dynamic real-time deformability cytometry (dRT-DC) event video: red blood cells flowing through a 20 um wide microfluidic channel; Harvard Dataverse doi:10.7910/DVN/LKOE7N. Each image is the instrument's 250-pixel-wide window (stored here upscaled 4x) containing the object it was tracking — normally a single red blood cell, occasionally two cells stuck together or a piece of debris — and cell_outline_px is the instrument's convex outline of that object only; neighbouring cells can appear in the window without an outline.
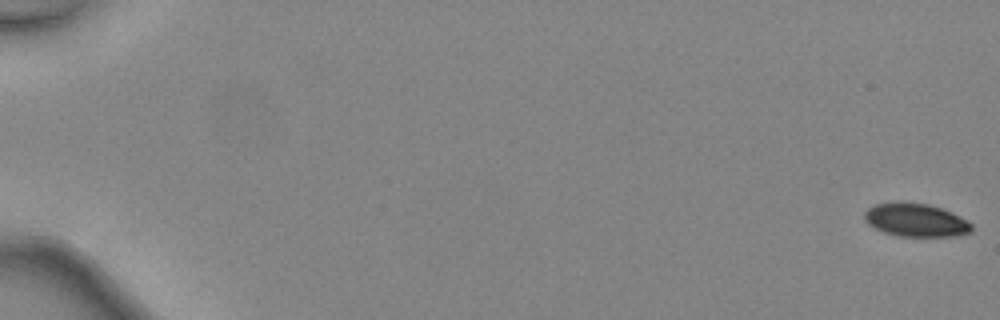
{"species": "common noctule bat (a hibernating species)", "species_latin": "Nyctalus noctula", "temperature_condition": "warm", "stored_images_in_passage": 39, "camera_frame_rate_fps": 3000, "um_per_image_px": 0.085, "animal": {"sex": "female", "body_mass_g": 24.6, "forearm_length_mm": 56.2}, "frame": {"image": 1, "passage_image": 1, "time_ms": 0.0, "image_size_px": [1000, 320], "cell_outline_px": [[972, 232], [952, 236], [900, 236], [884, 232], [868, 224], [864, 220], [864, 212], [868, 208], [876, 204], [896, 200], [900, 200], [928, 204], [952, 212], [968, 220], [972, 224]], "centroid_in_image_um": [77.83, 18.68], "position_along_channel_um": 7.2, "area_um2": 21.04}}
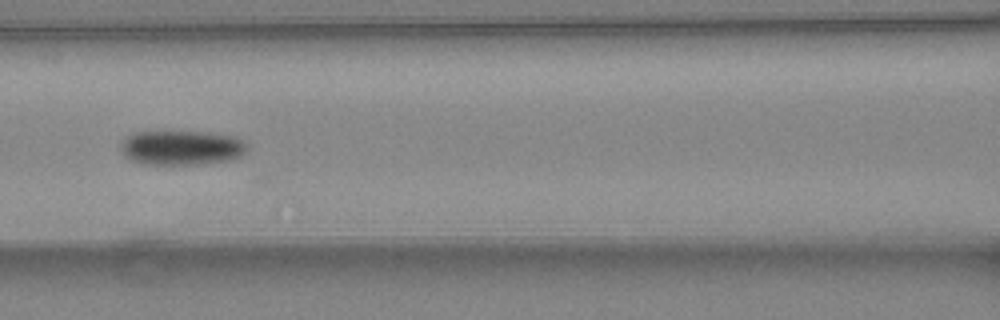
{"frame": {"image": 2, "passage_image": 24, "time_ms": 7.667, "image_size_px": [1000, 320], "cell_outline_px": [[248, 148], [240, 156], [228, 160], [196, 164], [144, 164], [128, 160], [120, 152], [120, 144], [132, 132], [208, 132], [236, 136], [244, 140]], "centroid_in_image_um": [15.4, 12.55], "position_along_channel_um": 151.2, "area_um2": 25.61}}
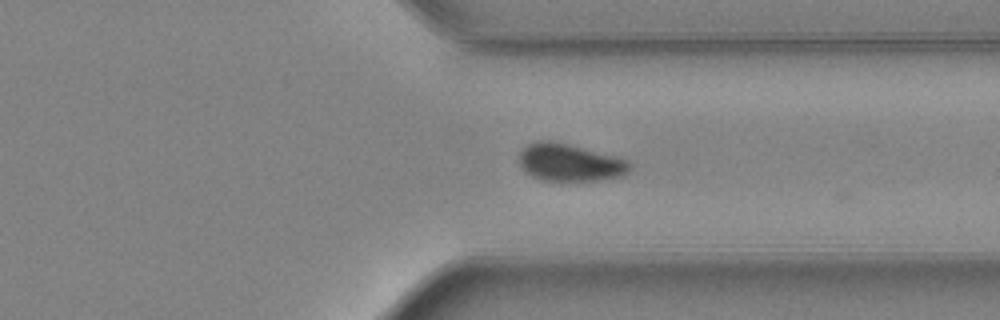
{"frame": {"image": 3, "passage_image": 38, "time_ms": 12.333, "image_size_px": [1000, 320], "cell_outline_px": [[632, 168], [624, 176], [600, 180], [540, 180], [532, 176], [520, 164], [520, 152], [528, 144], [536, 140], [552, 140], [616, 156], [628, 160], [632, 164]], "centroid_in_image_um": [48.48, 13.8], "position_along_channel_um": 362.9, "area_um2": 24.1}}